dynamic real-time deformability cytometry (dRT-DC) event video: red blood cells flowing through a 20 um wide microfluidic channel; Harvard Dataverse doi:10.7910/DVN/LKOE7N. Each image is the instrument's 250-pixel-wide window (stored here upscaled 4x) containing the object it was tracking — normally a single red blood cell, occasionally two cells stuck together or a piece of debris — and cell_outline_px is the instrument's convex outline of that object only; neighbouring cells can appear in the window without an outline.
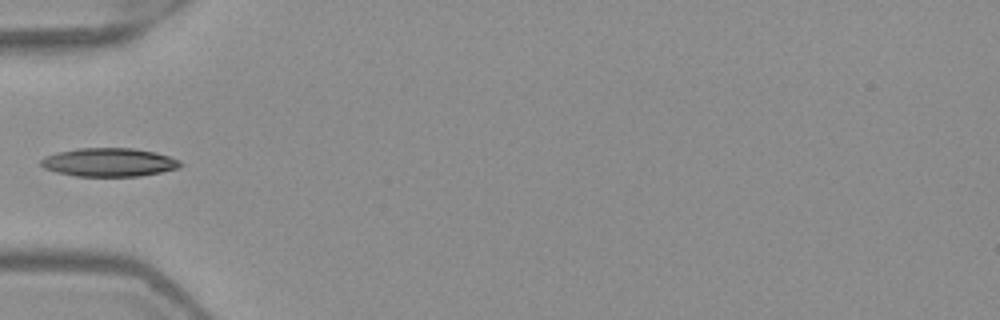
{"species": "Egyptian fruit bat (a non-hibernating species)", "species_latin": "Rousettus aegyptiacus", "temperature_condition": "warm", "stored_images_in_passage": 7, "camera_frame_rate_fps": 3000, "um_per_image_px": 0.085, "frame": {"image": 1, "passage_image": 6, "time_ms": 1.667, "image_size_px": [1000, 320], "cell_outline_px": [[184, 164], [180, 168], [140, 176], [76, 176], [56, 172], [44, 168], [40, 164], [40, 160], [44, 156], [56, 152], [76, 148], [132, 148], [156, 152], [180, 160]], "centroid_in_image_um": [9.26, 13.79], "position_along_channel_um": 75.7, "area_um2": 23.35}}
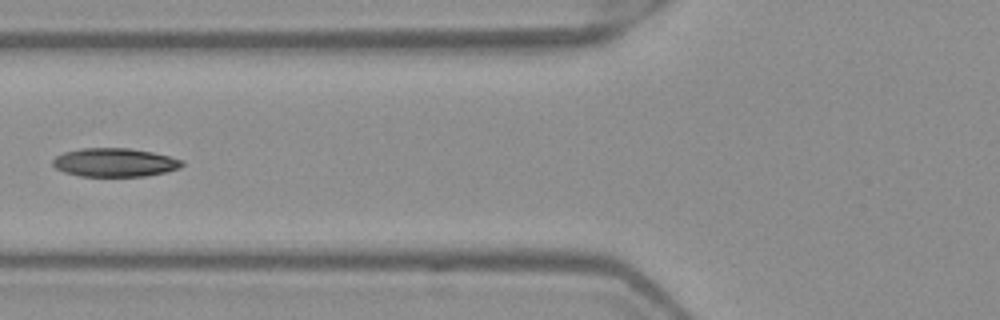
{"frame": {"image": 2, "passage_image": 7, "time_ms": 2.0, "image_size_px": [1000, 320], "cell_outline_px": [[184, 164], [180, 168], [148, 176], [80, 176], [64, 172], [56, 168], [52, 164], [52, 160], [56, 156], [64, 152], [80, 148], [128, 148], [152, 152], [184, 160]], "centroid_in_image_um": [9.74, 13.81], "position_along_channel_um": 116.1, "area_um2": 21.56}}